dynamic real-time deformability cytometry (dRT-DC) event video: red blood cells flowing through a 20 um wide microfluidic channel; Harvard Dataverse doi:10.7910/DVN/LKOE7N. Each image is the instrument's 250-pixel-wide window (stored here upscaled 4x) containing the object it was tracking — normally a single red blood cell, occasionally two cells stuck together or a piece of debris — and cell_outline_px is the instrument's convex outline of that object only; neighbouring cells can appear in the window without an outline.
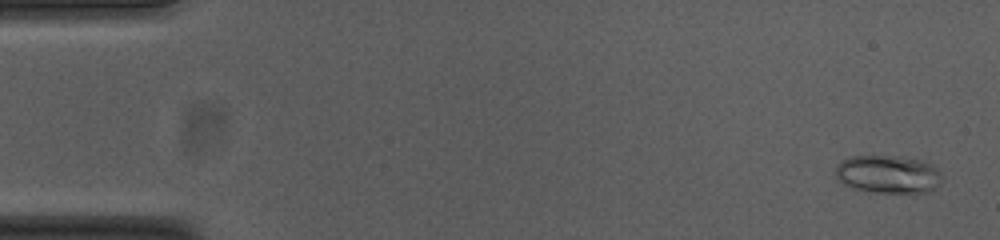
{"species": "common noctule bat (a hibernating species)", "species_latin": "Nyctalus noctula", "temperature_condition": "cold", "stored_images_in_passage": 54, "camera_frame_rate_fps": 3000, "um_per_image_px": 0.085, "animal": {"sex": "female", "body_mass_g": 23.0, "forearm_length_mm": 53.4}, "frame": {"image": 1, "passage_image": 2, "time_ms": 0.333, "image_size_px": [1000, 240], "cell_outline_px": [[940, 184], [936, 188], [928, 192], [876, 192], [852, 188], [844, 184], [836, 176], [836, 164], [840, 160], [848, 156], [900, 156], [920, 160], [932, 164], [940, 172]], "centroid_in_image_um": [75.47, 14.8], "position_along_channel_um": 9.5, "area_um2": 23.58}}
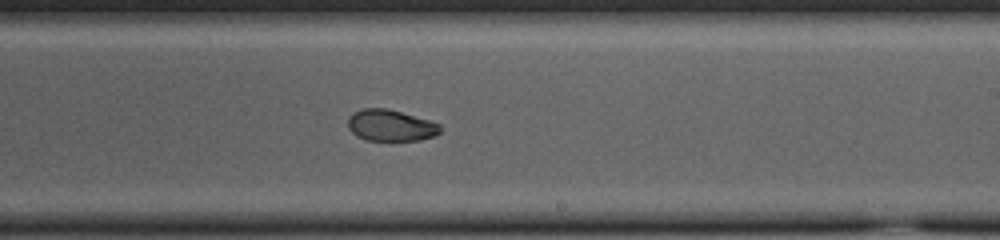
{"frame": {"image": 2, "passage_image": 32, "time_ms": 10.333, "image_size_px": [1000, 240], "cell_outline_px": [[440, 132], [436, 136], [420, 140], [364, 140], [356, 136], [348, 128], [348, 116], [352, 112], [360, 108], [388, 108], [428, 120], [440, 124]], "centroid_in_image_um": [33.17, 10.65], "position_along_channel_um": 255.8, "area_um2": 17.05}}
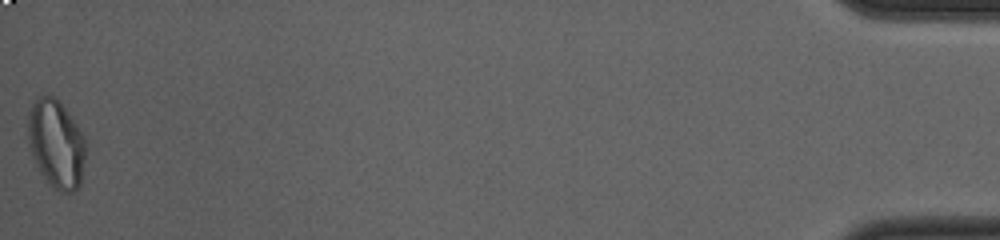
{"frame": {"image": 3, "passage_image": 54, "time_ms": 17.667, "image_size_px": [1000, 240], "cell_outline_px": [[84, 156], [80, 184], [72, 192], [60, 192], [48, 184], [40, 172], [28, 144], [28, 112], [32, 104], [40, 96], [56, 96], [60, 100], [84, 136]], "centroid_in_image_um": [4.75, 12.21], "position_along_channel_um": 430.4, "area_um2": 29.42}, "authors_computed_cell_mechanics": {"area_um2": 19.2185, "velocity_mm_per_s": 3.7502, "shape_relaxation_time_tau1_ms": null, "shape_relaxation_time_tau2_ms": 2.1151, "deformation_change_tau1": null, "deformation_change_tau2": 0.052}}